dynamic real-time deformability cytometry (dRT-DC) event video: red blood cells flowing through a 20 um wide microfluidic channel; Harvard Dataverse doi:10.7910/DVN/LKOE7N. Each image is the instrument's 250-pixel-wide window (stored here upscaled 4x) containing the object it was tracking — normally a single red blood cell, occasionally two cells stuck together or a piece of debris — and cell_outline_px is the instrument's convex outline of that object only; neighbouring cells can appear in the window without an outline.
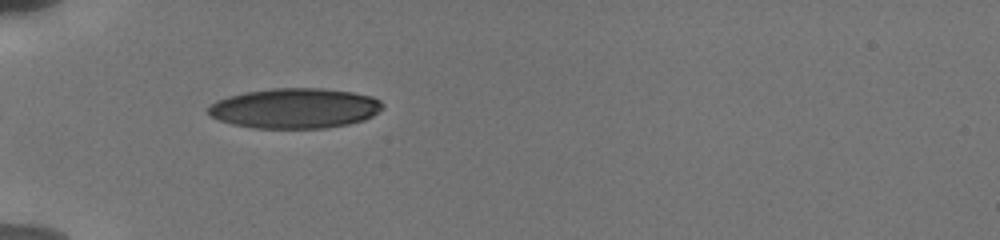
{"species": "human", "species_latin": "Homo sapiens", "temperature_condition": "cold", "stored_images_in_passage": 37, "camera_frame_rate_fps": 3000, "um_per_image_px": 0.085, "donor": {"sex": "male"}, "frame": {"image": 1, "passage_image": 1, "time_ms": 0.0, "image_size_px": [1000, 240], "cell_outline_px": [[384, 108], [372, 116], [364, 120], [348, 124], [324, 128], [256, 128], [232, 124], [220, 120], [212, 116], [208, 112], [208, 104], [216, 100], [228, 96], [244, 92], [272, 88], [320, 88], [352, 92], [372, 96], [380, 100], [384, 104]], "centroid_in_image_um": [25.07, 9.2], "position_along_channel_um": 59.9, "area_um2": 40.92}}
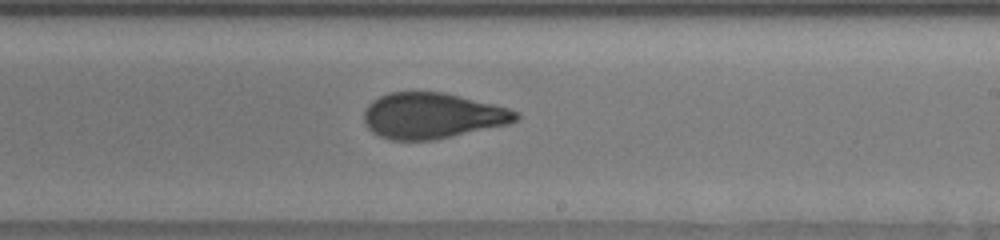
{"frame": {"image": 2, "passage_image": 17, "time_ms": 5.333, "image_size_px": [1000, 240], "cell_outline_px": [[520, 116], [516, 120], [508, 124], [432, 140], [392, 140], [380, 136], [372, 132], [368, 128], [364, 120], [364, 108], [372, 100], [388, 92], [444, 92], [508, 108], [520, 112]], "centroid_in_image_um": [36.71, 9.83], "position_along_channel_um": 252.3, "area_um2": 40.34}}
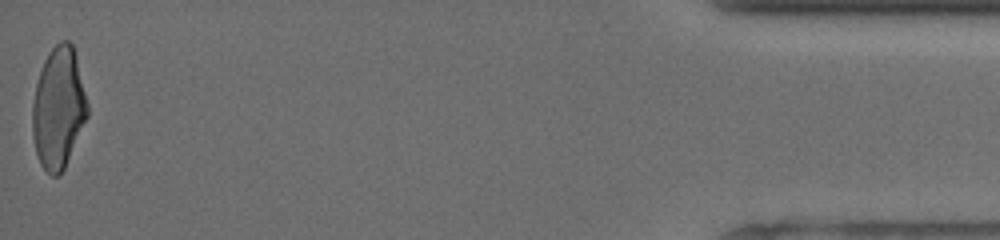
{"frame": {"image": 3, "passage_image": 37, "time_ms": 12.0, "image_size_px": [1000, 240], "cell_outline_px": [[88, 116], [64, 168], [56, 176], [52, 176], [40, 164], [36, 152], [32, 136], [32, 104], [36, 84], [44, 60], [48, 52], [60, 40], [68, 40], [72, 44], [76, 56], [88, 104]], "centroid_in_image_um": [4.96, 9.16], "position_along_channel_um": 430.2, "area_um2": 38.73}, "authors_computed_cell_mechanics": {"area_um2": 40.4022, "velocity_mm_per_s": 3.8467, "shape_relaxation_time_tau1_ms": 5.6149, "shape_relaxation_time_tau2_ms": 1.2377, "deformation_change_tau1": 0.2011, "deformation_change_tau2": 0.0806}}